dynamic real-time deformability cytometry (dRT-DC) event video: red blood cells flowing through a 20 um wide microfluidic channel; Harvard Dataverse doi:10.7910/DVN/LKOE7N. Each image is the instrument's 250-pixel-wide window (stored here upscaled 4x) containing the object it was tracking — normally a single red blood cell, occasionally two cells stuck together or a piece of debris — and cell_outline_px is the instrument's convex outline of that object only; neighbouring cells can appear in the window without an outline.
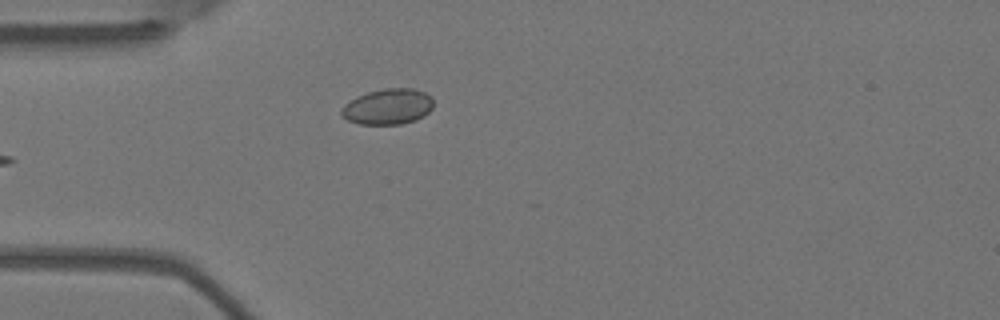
{"species": "Egyptian fruit bat (a non-hibernating species)", "species_latin": "Rousettus aegyptiacus", "temperature_condition": "warm", "stored_images_in_passage": 2, "camera_frame_rate_fps": 3000, "um_per_image_px": 0.085, "animal": {"sex": "female"}, "frame": {"image": 1, "passage_image": 2, "time_ms": 0.333, "image_size_px": [1000, 320], "cell_outline_px": [[432, 108], [424, 116], [416, 120], [400, 124], [360, 124], [348, 120], [340, 116], [340, 108], [344, 104], [356, 96], [368, 92], [384, 88], [412, 88], [424, 92], [432, 96]], "centroid_in_image_um": [32.94, 9.06], "position_along_channel_um": 52.1, "area_um2": 19.31}}